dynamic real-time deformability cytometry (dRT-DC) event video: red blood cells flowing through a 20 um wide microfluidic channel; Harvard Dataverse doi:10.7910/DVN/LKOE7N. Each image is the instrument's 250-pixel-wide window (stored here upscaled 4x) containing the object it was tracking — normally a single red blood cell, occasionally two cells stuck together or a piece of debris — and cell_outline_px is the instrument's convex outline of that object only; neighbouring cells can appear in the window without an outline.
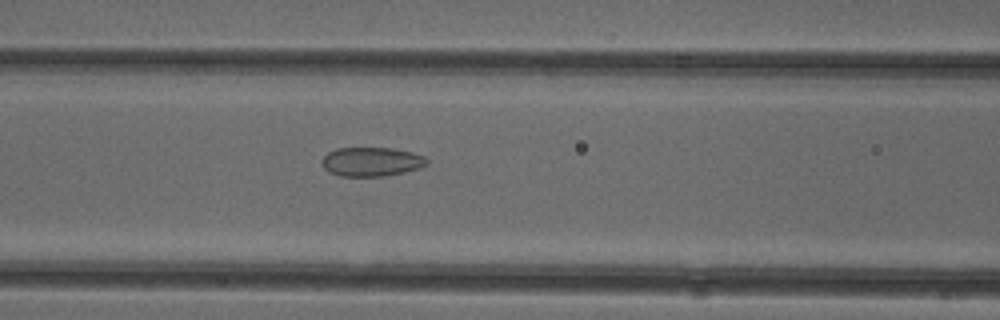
{"species": "common noctule bat (a hibernating species)", "species_latin": "Nyctalus noctula", "temperature_condition": "cold", "stored_images_in_passage": 45, "camera_frame_rate_fps": 3000, "um_per_image_px": 0.085, "animal": {"sex": "female"}, "frame": {"image": 1, "passage_image": 15, "time_ms": 4.667, "image_size_px": [1000, 320], "cell_outline_px": [[428, 164], [420, 168], [384, 176], [340, 176], [328, 172], [324, 168], [320, 160], [328, 152], [336, 148], [392, 148], [412, 152], [424, 156], [428, 160]], "centroid_in_image_um": [31.55, 13.74], "position_along_channel_um": 135.0, "area_um2": 17.86}}
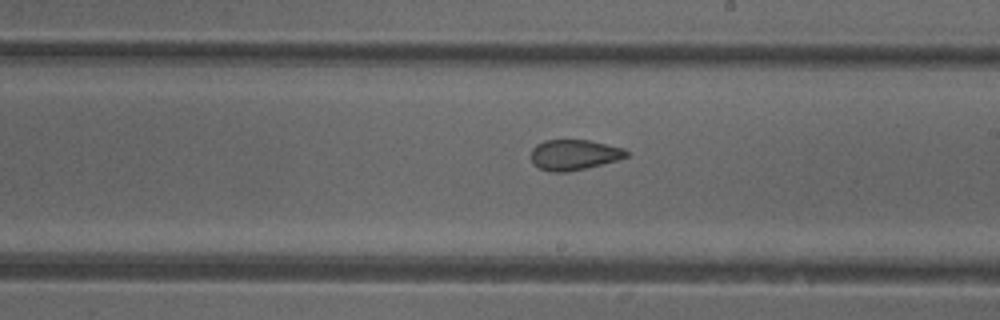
{"frame": {"image": 2, "passage_image": 23, "time_ms": 7.333, "image_size_px": [1000, 320], "cell_outline_px": [[628, 156], [616, 160], [568, 172], [552, 172], [540, 168], [532, 160], [532, 148], [536, 144], [544, 140], [588, 140], [624, 148], [628, 152]], "centroid_in_image_um": [48.79, 13.14], "position_along_channel_um": 240.2, "area_um2": 16.65}}
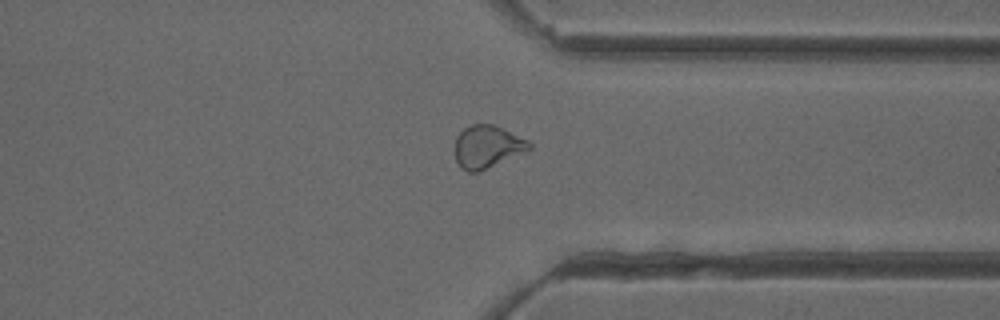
{"frame": {"image": 3, "passage_image": 33, "time_ms": 10.667, "image_size_px": [1000, 320], "cell_outline_px": [[532, 148], [476, 172], [468, 172], [460, 168], [456, 160], [456, 136], [464, 128], [472, 124], [492, 124], [504, 128], [528, 140], [532, 144]], "centroid_in_image_um": [41.41, 12.44], "position_along_channel_um": 370.0, "area_um2": 18.15}, "authors_computed_cell_mechanics": {"area_um2": 18.785, "velocity_mm_per_s": 3.9429, "shape_relaxation_time_tau1_ms": null, "shape_relaxation_time_tau2_ms": 1.467, "deformation_change_tau1": null, "deformation_change_tau2": 0.0748}}